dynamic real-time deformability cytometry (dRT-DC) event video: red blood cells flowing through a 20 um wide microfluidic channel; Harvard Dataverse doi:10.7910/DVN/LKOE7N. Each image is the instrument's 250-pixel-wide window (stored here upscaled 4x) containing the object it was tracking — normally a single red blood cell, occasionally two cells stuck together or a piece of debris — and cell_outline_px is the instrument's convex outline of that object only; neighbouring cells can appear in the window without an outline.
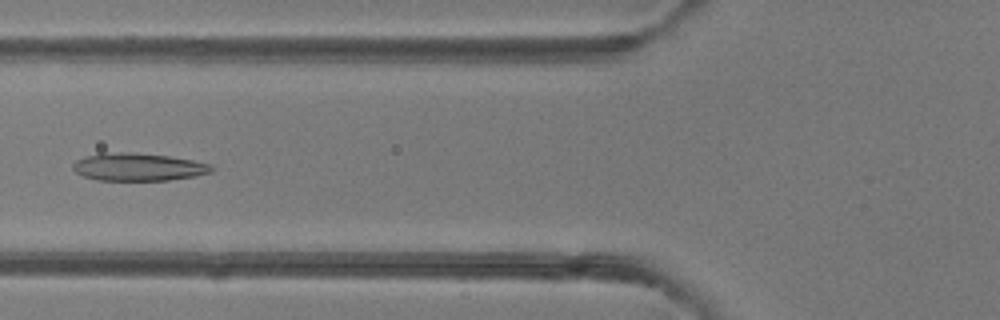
{"species": "common noctule bat (a hibernating species)", "species_latin": "Nyctalus noctula", "temperature_condition": "room temperature", "stored_images_in_passage": 48, "camera_frame_rate_fps": 3000, "um_per_image_px": 0.085, "animal": {"sex": "female"}, "frame": {"image": 1, "passage_image": 18, "time_ms": 5.667, "image_size_px": [1000, 320], "cell_outline_px": [[216, 168], [212, 172], [196, 176], [168, 180], [96, 180], [84, 176], [76, 172], [72, 168], [72, 164], [76, 160], [100, 152], [128, 152], [168, 156], [192, 160], [212, 164]], "centroid_in_image_um": [11.77, 14.19], "position_along_channel_um": 114.0, "area_um2": 22.48}}
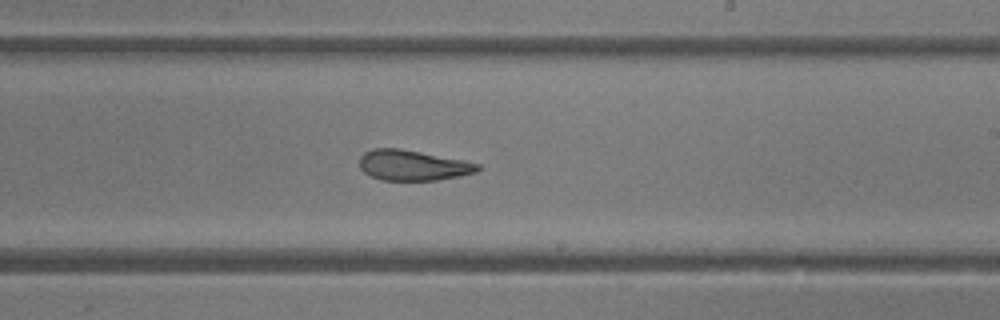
{"frame": {"image": 2, "passage_image": 28, "time_ms": 9.0, "image_size_px": [1000, 320], "cell_outline_px": [[480, 168], [476, 172], [460, 176], [436, 180], [380, 180], [364, 172], [360, 168], [360, 156], [364, 152], [372, 148], [400, 148], [464, 160], [480, 164]], "centroid_in_image_um": [35.08, 14.04], "position_along_channel_um": 253.9, "area_um2": 20.98}}
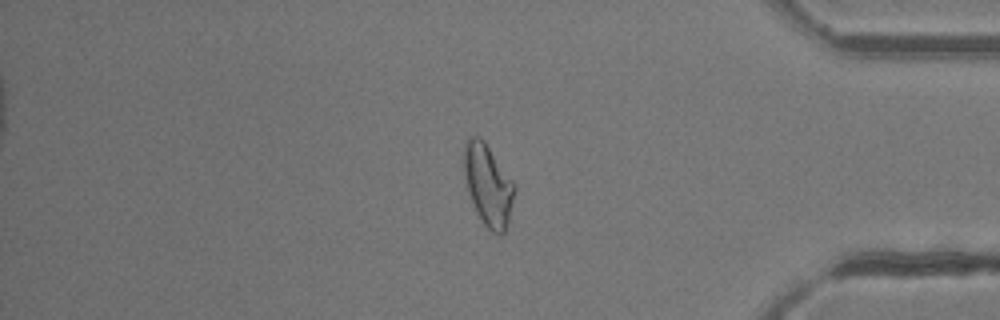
{"frame": {"image": 3, "passage_image": 40, "time_ms": 13.0, "image_size_px": [1000, 320], "cell_outline_px": [[516, 188], [508, 220], [504, 232], [500, 236], [492, 232], [480, 220], [468, 196], [464, 180], [464, 140], [468, 136], [480, 136], [484, 140], [516, 184]], "centroid_in_image_um": [41.46, 15.7], "position_along_channel_um": 393.7, "area_um2": 24.45}, "authors_computed_cell_mechanics": {"area_um2": 24.1604, "velocity_mm_per_s": 4.1897, "shape_relaxation_time_tau1_ms": 4.6311, "shape_relaxation_time_tau2_ms": 1.608, "deformation_change_tau1": 0.181, "deformation_change_tau2": 0.1044}}